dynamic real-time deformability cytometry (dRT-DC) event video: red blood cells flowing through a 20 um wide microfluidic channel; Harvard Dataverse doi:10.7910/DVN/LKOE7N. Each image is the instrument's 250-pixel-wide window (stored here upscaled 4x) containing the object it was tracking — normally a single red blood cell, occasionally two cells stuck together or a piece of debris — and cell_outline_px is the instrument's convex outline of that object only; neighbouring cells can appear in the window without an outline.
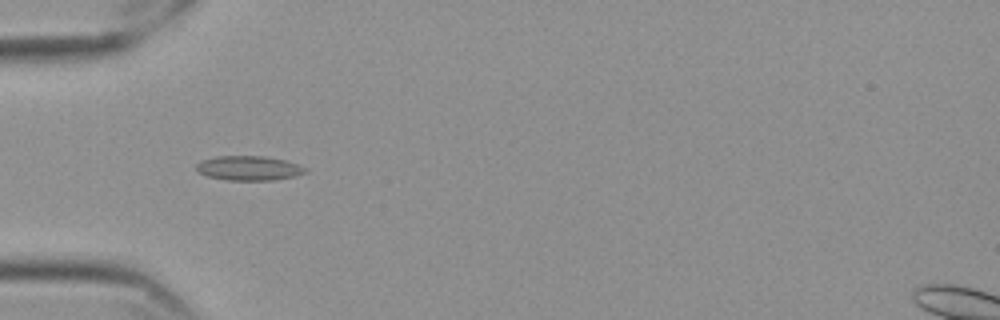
{"species": "Egyptian fruit bat (a non-hibernating species)", "species_latin": "Rousettus aegyptiacus", "temperature_condition": "cold", "stored_images_in_passage": 57, "camera_frame_rate_fps": 3000, "um_per_image_px": 0.085, "frame": {"image": 1, "passage_image": 18, "time_ms": 5.667, "image_size_px": [1000, 320], "cell_outline_px": [[308, 172], [296, 176], [272, 180], [228, 180], [208, 176], [196, 172], [196, 164], [200, 160], [216, 156], [264, 156], [284, 160], [308, 168]], "centroid_in_image_um": [21.13, 14.29], "position_along_channel_um": 63.9, "area_um2": 15.66}}
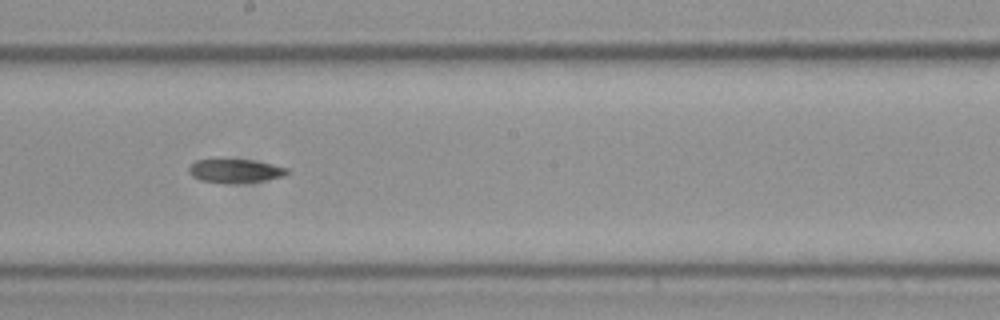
{"frame": {"image": 2, "passage_image": 32, "time_ms": 10.333, "image_size_px": [1000, 320], "cell_outline_px": [[288, 172], [284, 176], [264, 180], [200, 180], [192, 176], [188, 172], [188, 168], [196, 160], [252, 160], [272, 164], [288, 168]], "centroid_in_image_um": [20.0, 14.47], "position_along_channel_um": 228.2, "area_um2": 12.48}}
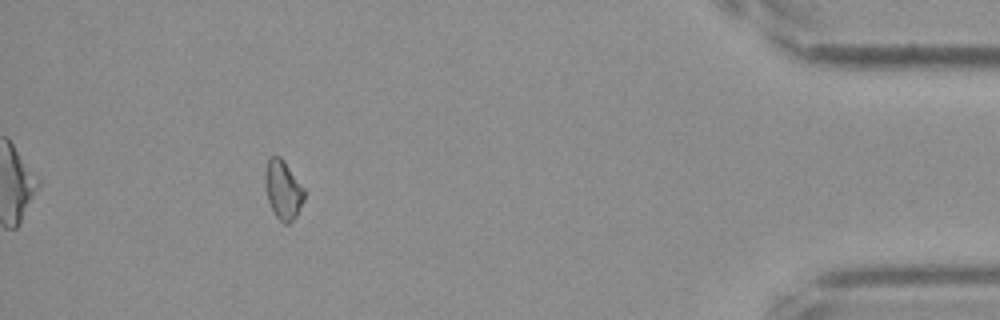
{"frame": {"image": 3, "passage_image": 52, "time_ms": 17.0, "image_size_px": [1000, 320], "cell_outline_px": [[304, 200], [296, 216], [288, 224], [284, 224], [276, 216], [268, 200], [264, 188], [264, 172], [268, 160], [272, 156], [280, 156], [284, 160], [304, 188]], "centroid_in_image_um": [24.04, 16.12], "position_along_channel_um": 411.2, "area_um2": 13.47}}